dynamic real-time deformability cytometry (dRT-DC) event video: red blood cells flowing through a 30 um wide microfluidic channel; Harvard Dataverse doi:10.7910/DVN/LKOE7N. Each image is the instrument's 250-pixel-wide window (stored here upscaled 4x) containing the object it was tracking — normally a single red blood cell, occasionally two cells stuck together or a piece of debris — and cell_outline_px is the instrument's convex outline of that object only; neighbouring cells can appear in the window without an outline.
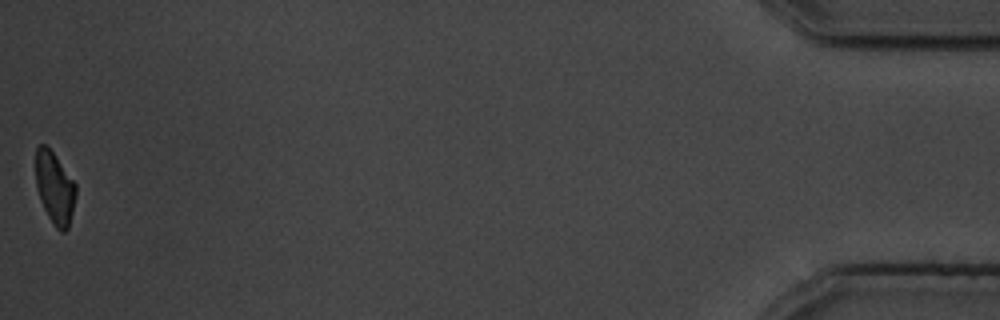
{"species": "common noctule bat (a hibernating species)", "species_latin": "Nyctalus noctula", "temperature_condition": "cold", "stored_images_in_passage": 43, "camera_frame_rate_fps": 3000, "um_per_image_px": 0.085, "animal": {"sex": "male", "body_mass_g": 19.5, "forearm_length_mm": 54.6}, "frame": {"image": 1, "passage_image": 43, "time_ms": 14.0, "image_size_px": [1000, 320], "cell_outline_px": [[76, 196], [68, 228], [64, 232], [60, 232], [56, 228], [48, 216], [40, 200], [36, 188], [36, 148], [40, 144], [44, 144], [52, 152], [76, 184]], "centroid_in_image_um": [4.65, 15.99], "position_along_channel_um": 430.6, "area_um2": 16.65}, "authors_computed_cell_mechanics": {"area_um2": 19.363, "velocity_mm_per_s": 3.7021, "shape_relaxation_time_tau1_ms": 4.1137, "shape_relaxation_time_tau2_ms": 6.823, "deformation_change_tau1": 0.1252, "deformation_change_tau2": 0.1424}}